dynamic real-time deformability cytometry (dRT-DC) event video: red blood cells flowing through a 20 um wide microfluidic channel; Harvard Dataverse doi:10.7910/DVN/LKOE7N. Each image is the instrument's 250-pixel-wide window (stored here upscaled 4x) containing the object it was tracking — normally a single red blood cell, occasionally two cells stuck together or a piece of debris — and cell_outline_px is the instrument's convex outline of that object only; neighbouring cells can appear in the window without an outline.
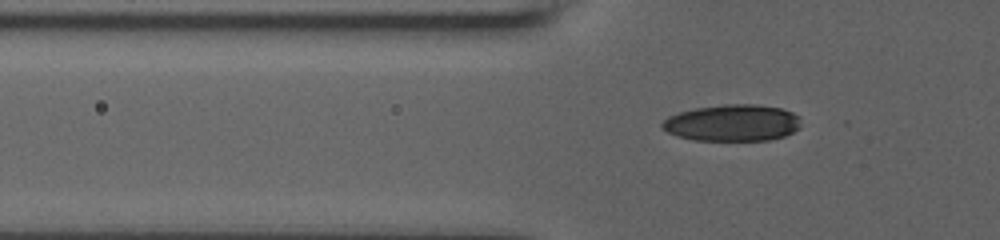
{"species": "human", "species_latin": "Homo sapiens", "temperature_condition": "room temperature", "stored_images_in_passage": 45, "camera_frame_rate_fps": 3000, "um_per_image_px": 0.085, "donor": {"sex": "male"}, "frame": {"image": 1, "passage_image": 11, "time_ms": 3.333, "image_size_px": [1000, 240], "cell_outline_px": [[800, 128], [784, 136], [768, 140], [696, 140], [676, 136], [660, 128], [660, 124], [668, 116], [680, 112], [696, 108], [724, 104], [756, 104], [780, 108], [792, 112], [800, 116]], "centroid_in_image_um": [62.25, 10.44], "position_along_channel_um": 63.5, "area_um2": 29.71}}
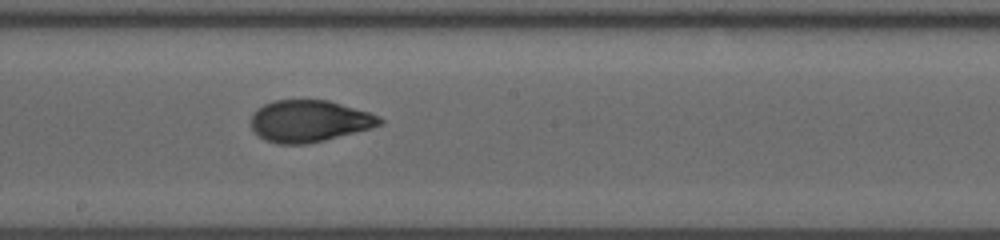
{"frame": {"image": 2, "passage_image": 24, "time_ms": 7.667, "image_size_px": [1000, 240], "cell_outline_px": [[384, 124], [372, 128], [308, 144], [276, 144], [264, 140], [252, 128], [252, 112], [256, 108], [264, 104], [276, 100], [328, 100], [368, 112], [380, 116], [384, 120]], "centroid_in_image_um": [26.3, 10.29], "position_along_channel_um": 221.9, "area_um2": 31.39}}
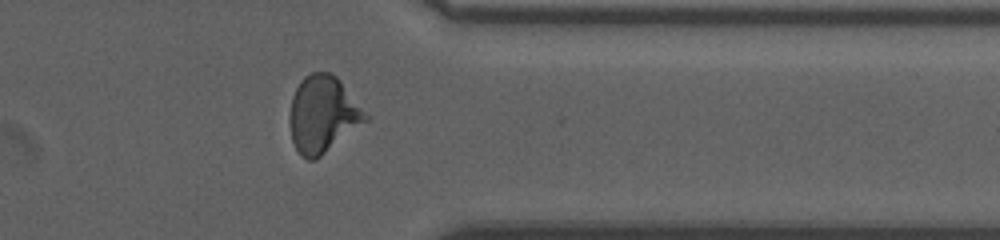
{"frame": {"image": 3, "passage_image": 37, "time_ms": 12.0, "image_size_px": [1000, 240], "cell_outline_px": [[372, 116], [368, 120], [316, 160], [308, 160], [300, 156], [292, 140], [288, 120], [288, 116], [292, 96], [300, 80], [304, 76], [312, 72], [328, 72], [336, 76], [340, 80]], "centroid_in_image_um": [27.45, 9.72], "position_along_channel_um": 383.9, "area_um2": 34.51}}